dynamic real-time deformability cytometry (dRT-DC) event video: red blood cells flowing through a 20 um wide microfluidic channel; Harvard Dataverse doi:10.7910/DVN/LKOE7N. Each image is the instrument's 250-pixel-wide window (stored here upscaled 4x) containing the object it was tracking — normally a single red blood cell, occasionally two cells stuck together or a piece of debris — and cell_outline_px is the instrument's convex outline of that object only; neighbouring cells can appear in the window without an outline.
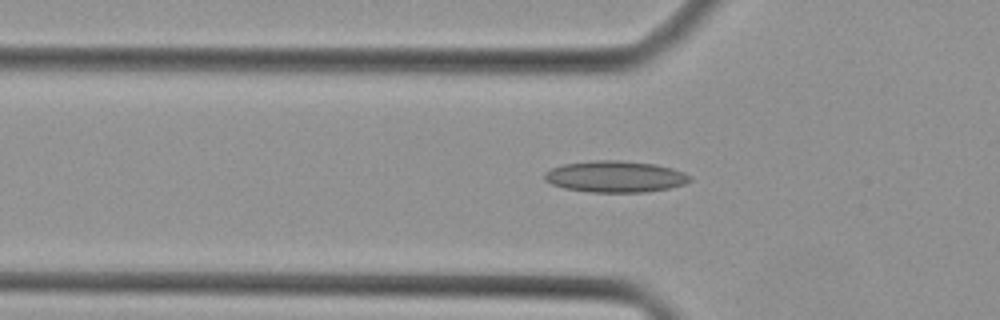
{"species": "Egyptian fruit bat (a non-hibernating species)", "species_latin": "Rousettus aegyptiacus", "temperature_condition": "cold", "stored_images_in_passage": 29, "camera_frame_rate_fps": 3000, "um_per_image_px": 0.085, "animal": {"sex": "female"}, "frame": {"image": 1, "passage_image": 5, "time_ms": 1.333, "image_size_px": [1000, 320], "cell_outline_px": [[692, 180], [684, 184], [668, 188], [648, 192], [588, 192], [564, 188], [552, 184], [544, 180], [544, 172], [552, 168], [564, 164], [592, 160], [620, 160], [656, 164], [672, 168], [684, 172], [692, 176]], "centroid_in_image_um": [52.31, 15.01], "position_along_channel_um": 73.5, "area_um2": 26.82}}
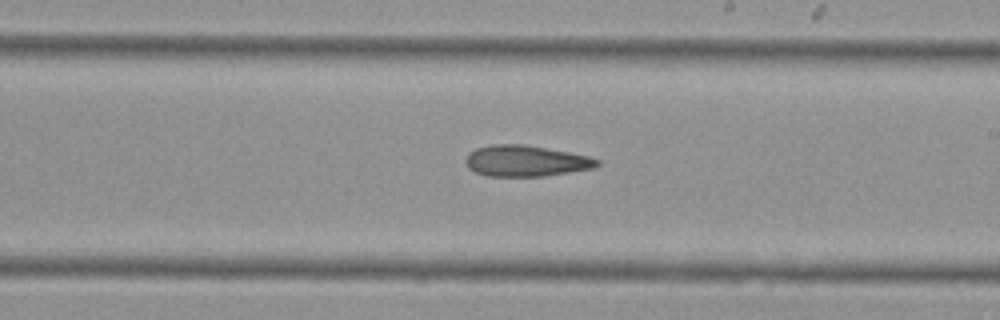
{"frame": {"image": 2, "passage_image": 16, "time_ms": 5.0, "image_size_px": [1000, 320], "cell_outline_px": [[600, 164], [592, 168], [544, 176], [488, 176], [476, 172], [468, 168], [464, 160], [468, 152], [476, 148], [492, 144], [524, 144], [592, 156], [600, 160]], "centroid_in_image_um": [44.68, 13.67], "position_along_channel_um": 244.3, "area_um2": 23.93}}
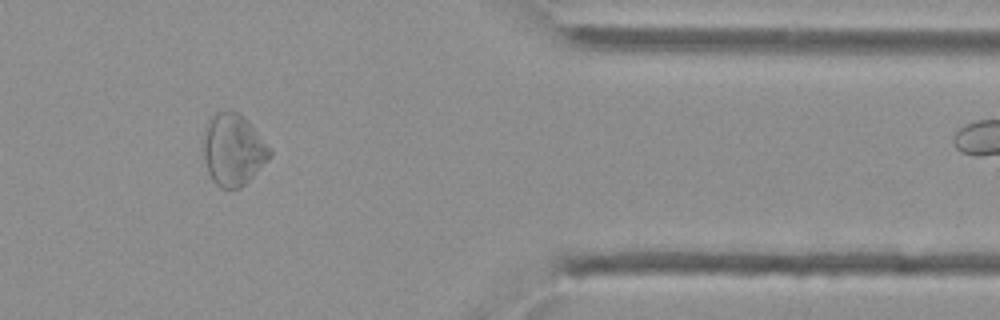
{"frame": {"image": 3, "passage_image": 27, "time_ms": 8.667, "image_size_px": [1000, 320], "cell_outline_px": [[272, 156], [240, 188], [220, 188], [212, 180], [208, 172], [204, 156], [204, 132], [212, 116], [216, 112], [236, 112], [244, 116], [248, 120], [272, 152]], "centroid_in_image_um": [19.82, 12.74], "position_along_channel_um": 391.6, "area_um2": 27.17}}